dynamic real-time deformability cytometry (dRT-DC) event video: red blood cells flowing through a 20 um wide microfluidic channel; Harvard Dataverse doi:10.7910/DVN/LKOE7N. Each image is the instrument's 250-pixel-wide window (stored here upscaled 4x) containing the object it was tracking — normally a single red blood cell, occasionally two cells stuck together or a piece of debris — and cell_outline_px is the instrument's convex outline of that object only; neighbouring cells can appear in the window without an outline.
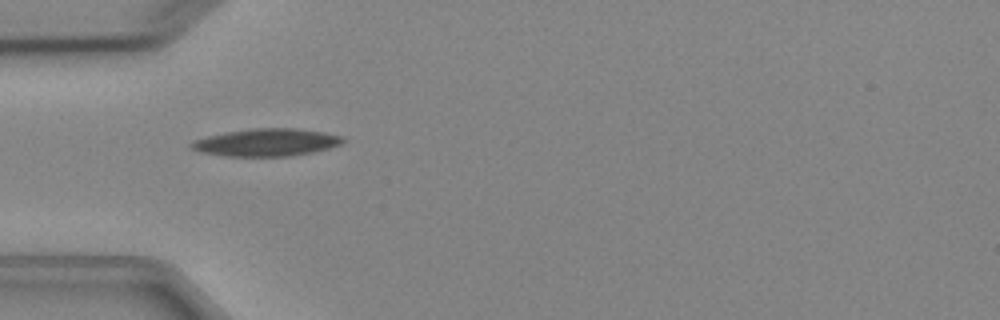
{"species": "Egyptian fruit bat (a non-hibernating species)", "species_latin": "Rousettus aegyptiacus", "temperature_condition": "cold", "stored_images_in_passage": 2, "camera_frame_rate_fps": 3000, "um_per_image_px": 0.085, "animal": {"sex": "female"}, "frame": {"image": 1, "passage_image": 1, "time_ms": 0.0, "image_size_px": [1000, 320], "cell_outline_px": [[344, 140], [340, 144], [316, 152], [292, 156], [224, 156], [200, 152], [188, 148], [188, 144], [192, 140], [224, 132], [252, 128], [296, 128], [324, 132], [344, 136]], "centroid_in_image_um": [22.61, 12.1], "position_along_channel_um": 62.4, "area_um2": 24.62}}